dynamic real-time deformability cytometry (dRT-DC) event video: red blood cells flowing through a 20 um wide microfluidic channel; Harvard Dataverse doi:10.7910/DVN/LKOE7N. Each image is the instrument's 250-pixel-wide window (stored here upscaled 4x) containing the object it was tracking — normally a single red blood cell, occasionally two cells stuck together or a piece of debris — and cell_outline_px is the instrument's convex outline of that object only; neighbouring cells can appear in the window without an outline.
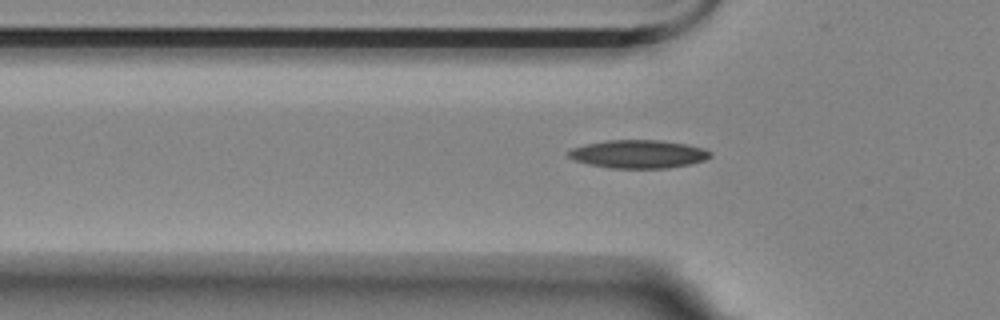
{"species": "Egyptian fruit bat (a non-hibernating species)", "species_latin": "Rousettus aegyptiacus", "temperature_condition": "room temperature", "stored_images_in_passage": 34, "camera_frame_rate_fps": 3000, "um_per_image_px": 0.085, "animal": {"sex": "female"}, "frame": {"image": 1, "passage_image": 2, "time_ms": 0.333, "image_size_px": [1000, 320], "cell_outline_px": [[712, 156], [704, 160], [692, 164], [668, 168], [608, 168], [588, 164], [576, 160], [568, 156], [568, 152], [572, 148], [584, 144], [608, 140], [660, 140], [688, 144], [704, 148], [712, 152]], "centroid_in_image_um": [54.3, 13.09], "position_along_channel_um": 71.5, "area_um2": 23.47}}
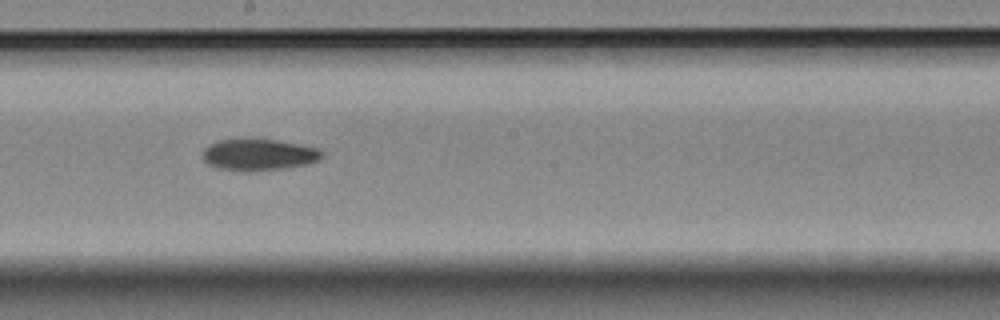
{"frame": {"image": 2, "passage_image": 15, "time_ms": 4.667, "image_size_px": [1000, 320], "cell_outline_px": [[324, 156], [320, 160], [308, 164], [284, 168], [244, 172], [216, 168], [208, 164], [200, 156], [204, 148], [208, 144], [220, 140], [252, 136], [300, 144], [316, 148], [324, 152]], "centroid_in_image_um": [21.95, 13.12], "position_along_channel_um": 226.3, "area_um2": 22.83}}
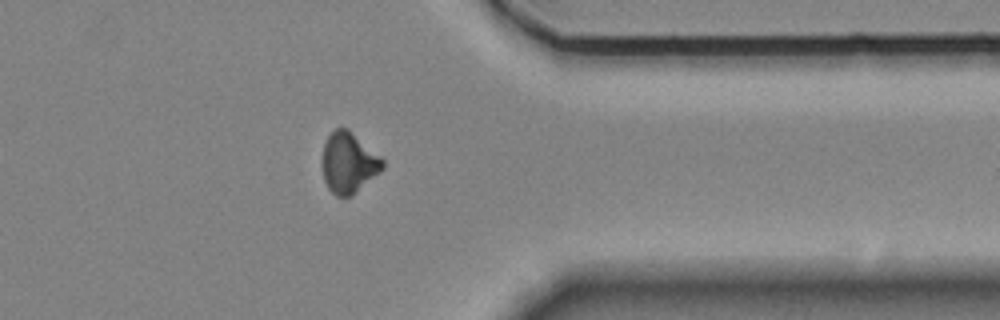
{"frame": {"image": 3, "passage_image": 29, "time_ms": 9.333, "image_size_px": [1000, 320], "cell_outline_px": [[384, 168], [380, 172], [348, 196], [336, 196], [328, 188], [324, 180], [320, 164], [320, 160], [324, 144], [328, 136], [336, 128], [348, 128], [380, 156], [384, 160]], "centroid_in_image_um": [29.59, 13.8], "position_along_channel_um": 381.8, "area_um2": 21.27}, "authors_computed_cell_mechanics": {"area_um2": 21.9351, "velocity_mm_per_s": 3.5455, "shape_relaxation_time_tau1_ms": 5.8675, "shape_relaxation_time_tau2_ms": null, "deformation_change_tau1": 0.1415, "deformation_change_tau2": null}}